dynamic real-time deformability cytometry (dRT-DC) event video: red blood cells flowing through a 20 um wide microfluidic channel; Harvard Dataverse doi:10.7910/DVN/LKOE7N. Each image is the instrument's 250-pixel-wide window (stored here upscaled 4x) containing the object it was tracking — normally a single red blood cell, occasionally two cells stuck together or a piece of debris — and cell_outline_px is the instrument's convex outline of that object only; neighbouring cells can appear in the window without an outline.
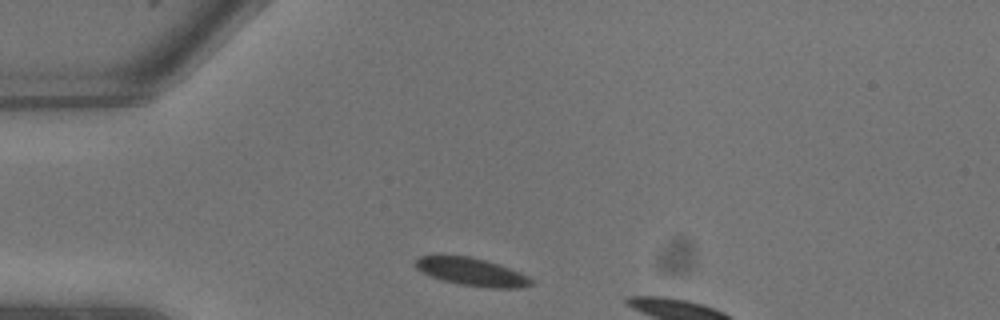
{"species": "common noctule bat (a hibernating species)", "species_latin": "Nyctalus noctula", "temperature_condition": "warm", "stored_images_in_passage": 3, "segment_of_instrument_passage": [1, 2], "camera_frame_rate_fps": 3000, "um_per_image_px": 0.085, "animal": {"sex": "male", "body_mass_g": 13.3}, "frame": {"image": 1, "passage_image": 1, "time_ms": 0.0, "image_size_px": [1000, 320], "cell_outline_px": [[532, 284], [520, 288], [492, 288], [460, 284], [444, 280], [432, 276], [416, 268], [412, 260], [420, 256], [468, 256], [488, 260], [500, 264], [528, 276], [532, 280]], "centroid_in_image_um": [40.1, 23.1], "position_along_channel_um": 44.9, "area_um2": 18.61}}